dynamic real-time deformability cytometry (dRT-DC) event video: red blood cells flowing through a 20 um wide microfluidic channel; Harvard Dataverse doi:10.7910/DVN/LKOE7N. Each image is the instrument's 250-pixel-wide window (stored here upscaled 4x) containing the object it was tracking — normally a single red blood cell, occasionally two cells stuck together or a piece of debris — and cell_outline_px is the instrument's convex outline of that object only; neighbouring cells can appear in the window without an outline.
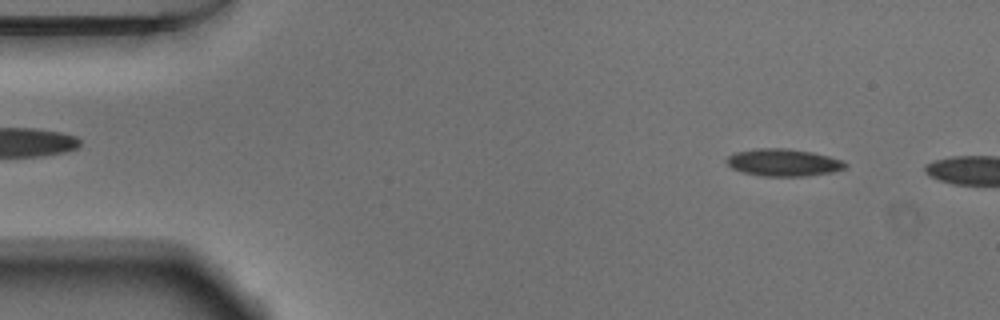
{"species": "Egyptian fruit bat (a non-hibernating species)", "species_latin": "Rousettus aegyptiacus", "temperature_condition": "warm", "stored_images_in_passage": 47, "camera_frame_rate_fps": 3000, "um_per_image_px": 0.085, "animal": {"sex": "male"}, "frame": {"image": 1, "passage_image": 5, "time_ms": 1.333, "image_size_px": [1000, 320], "cell_outline_px": [[848, 168], [832, 172], [804, 176], [764, 176], [744, 172], [732, 168], [724, 160], [728, 156], [736, 152], [756, 148], [788, 148], [812, 152], [844, 160], [848, 164]], "centroid_in_image_um": [66.63, 13.8], "position_along_channel_um": 18.4, "area_um2": 18.96}}
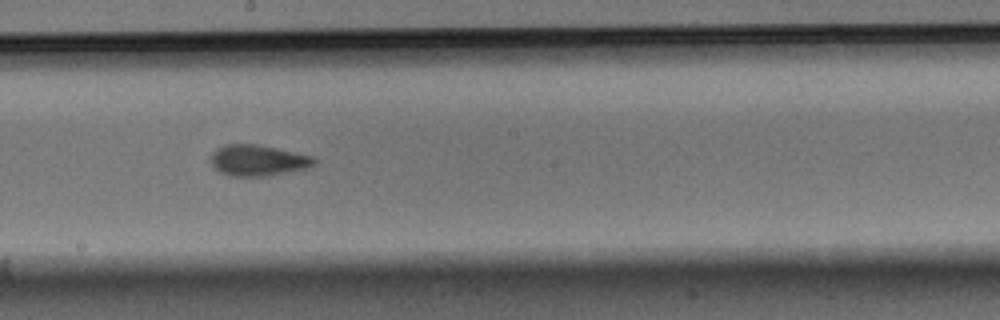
{"frame": {"image": 2, "passage_image": 28, "time_ms": 9.0, "image_size_px": [1000, 320], "cell_outline_px": [[320, 160], [312, 168], [264, 176], [232, 176], [220, 172], [212, 164], [212, 152], [216, 148], [224, 144], [256, 144], [316, 156]], "centroid_in_image_um": [22.03, 13.62], "position_along_channel_um": 226.2, "area_um2": 18.96}}
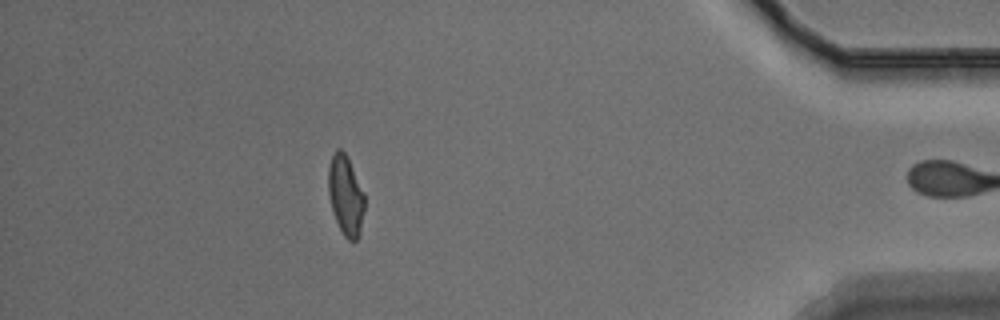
{"frame": {"image": 3, "passage_image": 46, "time_ms": 15.0, "image_size_px": [1000, 320], "cell_outline_px": [[364, 208], [360, 232], [356, 240], [348, 240], [344, 236], [336, 220], [332, 208], [328, 192], [328, 168], [332, 156], [336, 148], [340, 148], [348, 156], [364, 192]], "centroid_in_image_um": [29.38, 16.56], "position_along_channel_um": 405.8, "area_um2": 16.82}, "authors_computed_cell_mechanics": {"area_um2": 18.3804, "velocity_mm_per_s": 3.8218, "shape_relaxation_time_tau1_ms": 4.3747, "shape_relaxation_time_tau2_ms": 2.2646, "deformation_change_tau1": 0.1401, "deformation_change_tau2": 0.0599}}